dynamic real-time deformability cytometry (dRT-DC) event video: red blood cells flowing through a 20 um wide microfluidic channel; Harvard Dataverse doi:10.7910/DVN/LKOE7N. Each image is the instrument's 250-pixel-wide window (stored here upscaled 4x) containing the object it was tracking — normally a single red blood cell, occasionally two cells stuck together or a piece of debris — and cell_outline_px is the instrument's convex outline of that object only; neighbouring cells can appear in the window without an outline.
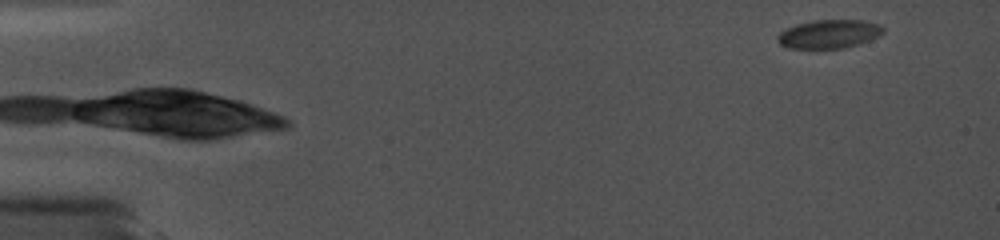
{"species": "common noctule bat (a hibernating species)", "species_latin": "Nyctalus noctula", "temperature_condition": "cold", "stored_images_in_passage": 43, "camera_frame_rate_fps": 5000, "um_per_image_px": 0.085, "animal": {"sex": "female", "body_mass_g": 19.0, "forearm_length_mm": 56.7}, "frame": {"image": 1, "passage_image": 5, "time_ms": 1.4, "image_size_px": [1000, 240], "cell_outline_px": [[884, 32], [880, 36], [844, 48], [788, 48], [780, 44], [776, 40], [776, 36], [784, 28], [796, 24], [812, 20], [864, 20], [880, 24], [884, 28]], "centroid_in_image_um": [70.44, 2.88], "position_along_channel_um": 14.6, "area_um2": 17.74}}
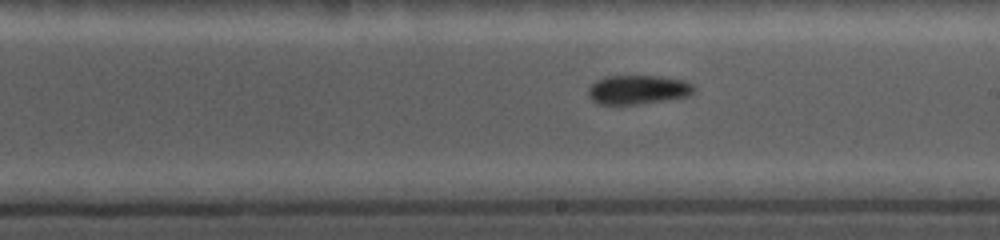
{"frame": {"image": 2, "passage_image": 28, "time_ms": 10.8, "image_size_px": [1000, 240], "cell_outline_px": [[696, 88], [688, 96], [640, 104], [600, 104], [592, 100], [588, 96], [588, 88], [596, 80], [604, 76], [660, 76], [684, 80], [692, 84]], "centroid_in_image_um": [54.21, 7.61], "position_along_channel_um": 234.8, "area_um2": 17.92}}
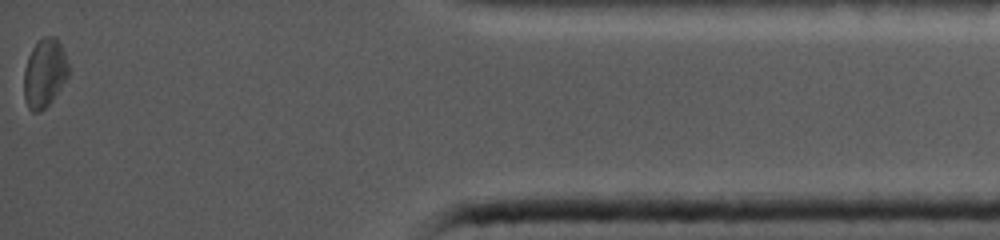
{"frame": {"image": 3, "passage_image": 43, "time_ms": 17.0, "image_size_px": [1000, 240], "cell_outline_px": [[68, 76], [52, 100], [40, 112], [32, 112], [28, 108], [24, 100], [24, 68], [28, 56], [32, 48], [44, 36], [56, 36], [60, 40], [68, 64]], "centroid_in_image_um": [3.77, 6.2], "position_along_channel_um": 431.4, "area_um2": 17.86}}